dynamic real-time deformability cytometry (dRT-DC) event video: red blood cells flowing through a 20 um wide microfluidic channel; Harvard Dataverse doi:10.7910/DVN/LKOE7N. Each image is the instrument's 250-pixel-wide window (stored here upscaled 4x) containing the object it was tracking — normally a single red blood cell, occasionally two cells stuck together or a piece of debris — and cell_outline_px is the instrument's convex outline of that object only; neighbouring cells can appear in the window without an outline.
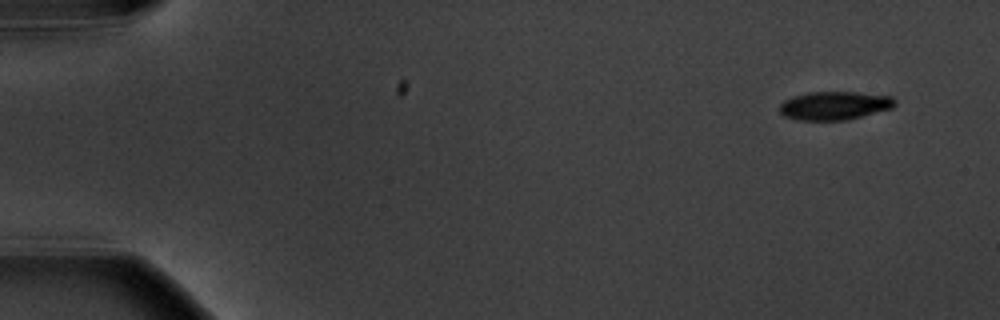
{"species": "common noctule bat (a hibernating species)", "species_latin": "Nyctalus noctula", "temperature_condition": "warm", "stored_images_in_passage": 5, "camera_frame_rate_fps": 3000, "um_per_image_px": 0.085, "animal": {"sex": "male", "body_mass_g": 20.1, "forearm_length_mm": 53.5}, "frame": {"image": 1, "passage_image": 1, "time_ms": 0.0, "image_size_px": [1000, 320], "cell_outline_px": [[896, 104], [892, 108], [848, 120], [796, 120], [784, 116], [780, 112], [780, 104], [784, 100], [792, 96], [808, 92], [856, 92], [892, 96], [896, 100]], "centroid_in_image_um": [70.93, 8.97], "position_along_channel_um": 14.1, "area_um2": 19.25}}
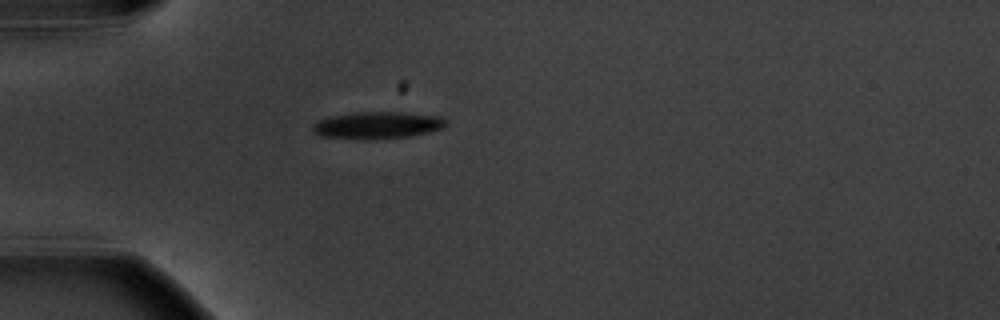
{"frame": {"image": 2, "passage_image": 5, "time_ms": 4.333, "image_size_px": [1000, 320], "cell_outline_px": [[448, 124], [444, 128], [412, 136], [364, 140], [320, 136], [312, 128], [312, 124], [320, 120], [332, 116], [352, 112], [404, 112], [440, 116], [448, 120]], "centroid_in_image_um": [32.13, 10.64], "position_along_channel_um": 52.9, "area_um2": 21.21}}